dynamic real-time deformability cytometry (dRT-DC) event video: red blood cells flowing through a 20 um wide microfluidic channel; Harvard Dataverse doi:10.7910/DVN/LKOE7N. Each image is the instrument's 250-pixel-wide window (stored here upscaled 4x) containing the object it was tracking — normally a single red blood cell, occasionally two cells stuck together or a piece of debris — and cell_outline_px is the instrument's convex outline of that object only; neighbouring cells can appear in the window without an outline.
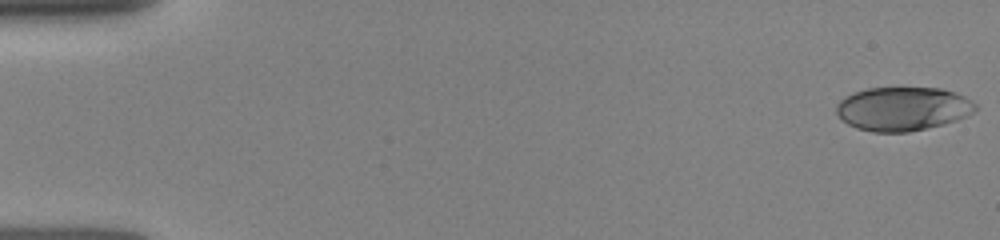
{"species": "human", "species_latin": "Homo sapiens", "temperature_condition": "room temperature", "stored_images_in_passage": 20, "camera_frame_rate_fps": 3000, "um_per_image_px": 0.085, "donor": {"sex": "female"}, "frame": {"image": 1, "passage_image": 1, "time_ms": 0.0, "image_size_px": [1000, 240], "cell_outline_px": [[976, 108], [968, 116], [944, 124], [908, 132], [872, 132], [856, 128], [848, 124], [836, 112], [836, 104], [840, 100], [856, 92], [868, 88], [940, 88], [956, 92], [964, 96], [976, 104]], "centroid_in_image_um": [76.75, 9.25], "position_along_channel_um": 8.3, "area_um2": 35.32}}
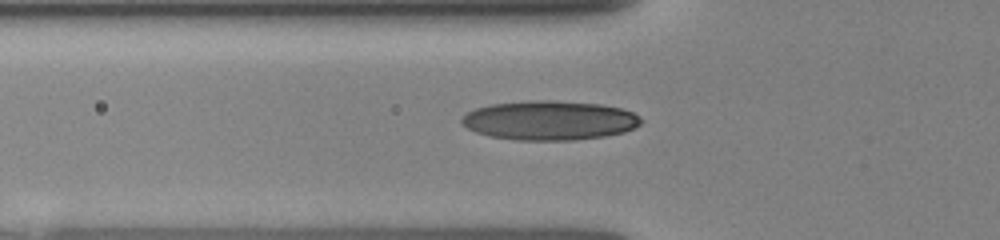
{"frame": {"image": 2, "passage_image": 17, "time_ms": 5.333, "image_size_px": [1000, 240], "cell_outline_px": [[640, 124], [624, 132], [604, 136], [572, 140], [516, 140], [492, 136], [476, 132], [468, 128], [460, 120], [468, 112], [476, 108], [492, 104], [532, 100], [556, 100], [600, 104], [620, 108], [632, 112], [640, 116]], "centroid_in_image_um": [46.72, 10.22], "position_along_channel_um": 79.1, "area_um2": 40.81}}
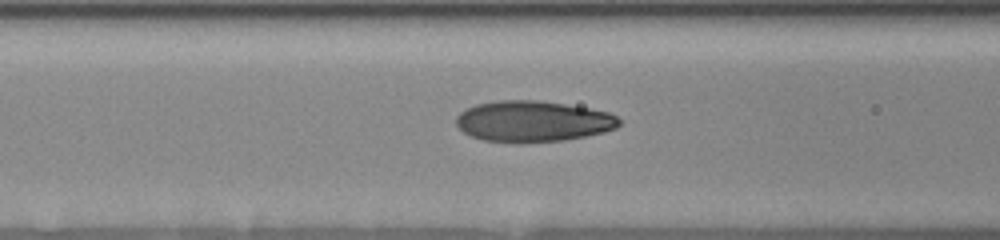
{"frame": {"image": 3, "passage_image": 20, "time_ms": 6.333, "image_size_px": [1000, 240], "cell_outline_px": [[620, 124], [616, 128], [604, 132], [564, 140], [520, 144], [484, 140], [472, 136], [464, 132], [456, 124], [456, 116], [460, 112], [476, 104], [496, 100], [536, 100], [564, 104], [588, 108], [608, 112], [616, 116], [620, 120]], "centroid_in_image_um": [45.28, 10.32], "position_along_channel_um": 121.3, "area_um2": 39.07}}